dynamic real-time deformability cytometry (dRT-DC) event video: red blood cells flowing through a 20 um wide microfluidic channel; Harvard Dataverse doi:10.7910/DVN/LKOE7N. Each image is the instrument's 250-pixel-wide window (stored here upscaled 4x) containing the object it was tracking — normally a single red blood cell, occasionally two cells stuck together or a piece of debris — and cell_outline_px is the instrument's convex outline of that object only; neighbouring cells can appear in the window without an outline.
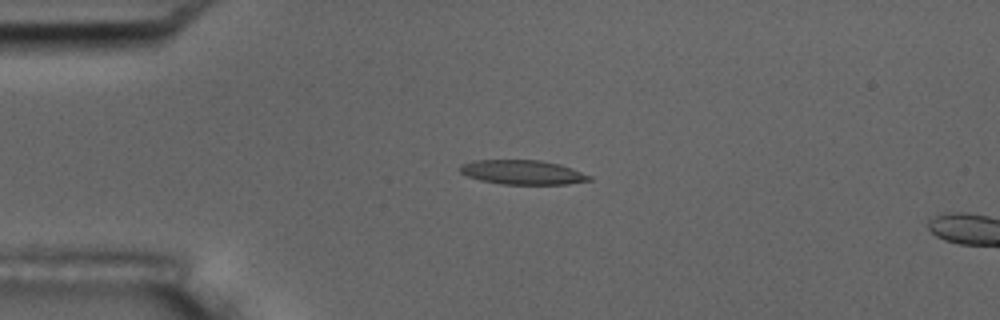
{"species": "common noctule bat (a hibernating species)", "species_latin": "Nyctalus noctula", "temperature_condition": "room temperature", "stored_images_in_passage": 5, "camera_frame_rate_fps": 3000, "um_per_image_px": 0.085, "animal": {"sex": "male", "body_mass_g": 17.5, "forearm_length_mm": 52.3}, "frame": {"image": 1, "passage_image": 4, "time_ms": 3.333, "image_size_px": [1000, 320], "cell_outline_px": [[592, 180], [568, 184], [500, 184], [480, 180], [468, 176], [460, 172], [460, 164], [472, 160], [540, 160], [560, 164], [572, 168], [592, 176]], "centroid_in_image_um": [44.42, 14.64], "position_along_channel_um": 40.6, "area_um2": 18.44}}